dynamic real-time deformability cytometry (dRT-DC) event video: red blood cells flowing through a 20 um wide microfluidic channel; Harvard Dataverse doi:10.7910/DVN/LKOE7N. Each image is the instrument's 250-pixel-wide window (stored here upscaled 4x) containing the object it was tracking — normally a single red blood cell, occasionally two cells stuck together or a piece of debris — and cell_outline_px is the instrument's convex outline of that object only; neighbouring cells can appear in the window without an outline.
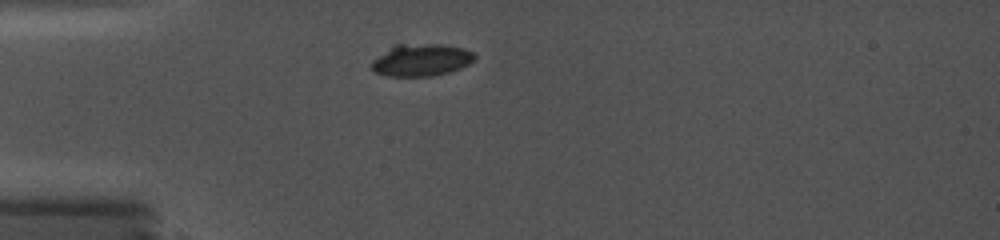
{"species": "common noctule bat (a hibernating species)", "species_latin": "Nyctalus noctula", "temperature_condition": "cold", "stored_images_in_passage": 16, "camera_frame_rate_fps": 5000, "um_per_image_px": 0.085, "animal": {"sex": "female", "body_mass_g": 19.0, "forearm_length_mm": 56.7}, "frame": {"image": 1, "passage_image": 1, "time_ms": 0.0, "image_size_px": [1000, 240], "cell_outline_px": [[476, 60], [460, 68], [448, 72], [432, 76], [388, 76], [376, 72], [372, 68], [372, 60], [392, 44], [440, 44], [464, 48], [472, 52], [476, 56]], "centroid_in_image_um": [35.8, 5.09], "position_along_channel_um": 49.2, "area_um2": 19.42}}
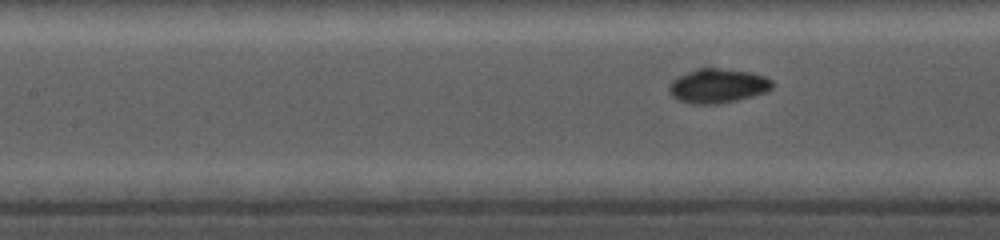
{"frame": {"image": 2, "passage_image": 10, "time_ms": 3.0, "image_size_px": [1000, 240], "cell_outline_px": [[772, 88], [768, 92], [720, 104], [692, 104], [676, 100], [668, 92], [668, 84], [676, 76], [696, 68], [708, 64], [752, 72], [764, 76], [772, 80]], "centroid_in_image_um": [60.96, 7.25], "position_along_channel_um": 146.4, "area_um2": 21.68}}
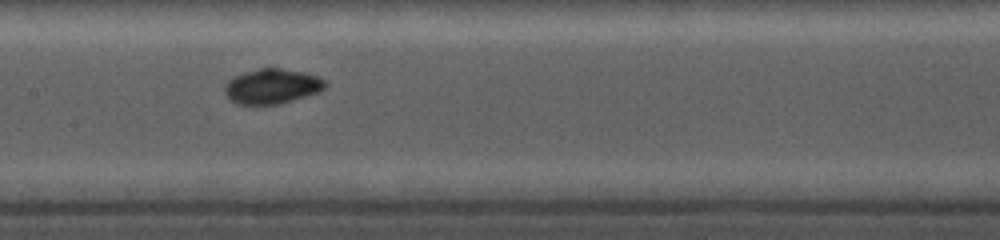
{"frame": {"image": 3, "passage_image": 13, "time_ms": 4.0, "image_size_px": [1000, 240], "cell_outline_px": [[328, 84], [320, 92], [280, 104], [252, 108], [236, 104], [228, 100], [224, 92], [224, 84], [232, 76], [244, 72], [260, 68], [280, 68], [304, 72], [316, 76], [324, 80]], "centroid_in_image_um": [23.04, 7.39], "position_along_channel_um": 184.4, "area_um2": 21.39}}